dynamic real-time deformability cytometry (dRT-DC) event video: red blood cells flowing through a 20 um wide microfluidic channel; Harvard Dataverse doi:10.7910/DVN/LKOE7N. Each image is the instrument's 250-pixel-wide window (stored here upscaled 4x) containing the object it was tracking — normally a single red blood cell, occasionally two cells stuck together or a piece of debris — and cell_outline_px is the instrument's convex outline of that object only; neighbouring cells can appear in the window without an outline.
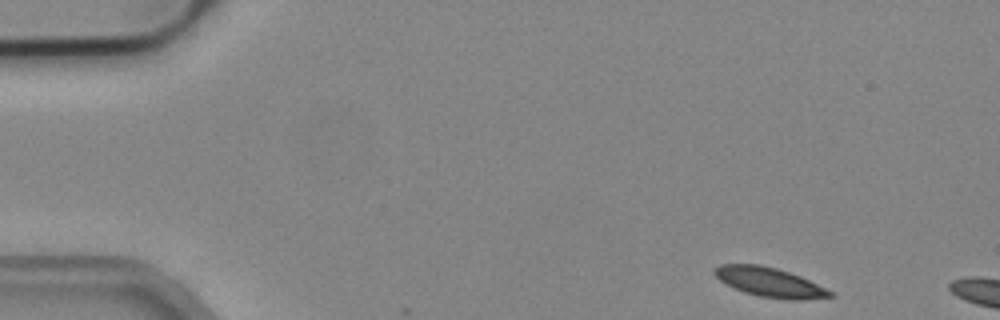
{"species": "common noctule bat (a hibernating species)", "species_latin": "Nyctalus noctula", "temperature_condition": "cold", "stored_images_in_passage": 2, "camera_frame_rate_fps": 3000, "um_per_image_px": 0.085, "animal": {"sex": "male", "body_mass_g": 19.2, "forearm_length_mm": 51.8}, "frame": {"image": 1, "passage_image": 1, "time_ms": 0.0, "image_size_px": [1000, 320], "cell_outline_px": [[836, 296], [796, 300], [788, 300], [760, 296], [744, 292], [720, 280], [712, 272], [720, 264], [760, 264], [776, 268], [800, 276], [832, 292]], "centroid_in_image_um": [65.41, 23.98], "position_along_channel_um": 19.6, "area_um2": 19.42}}